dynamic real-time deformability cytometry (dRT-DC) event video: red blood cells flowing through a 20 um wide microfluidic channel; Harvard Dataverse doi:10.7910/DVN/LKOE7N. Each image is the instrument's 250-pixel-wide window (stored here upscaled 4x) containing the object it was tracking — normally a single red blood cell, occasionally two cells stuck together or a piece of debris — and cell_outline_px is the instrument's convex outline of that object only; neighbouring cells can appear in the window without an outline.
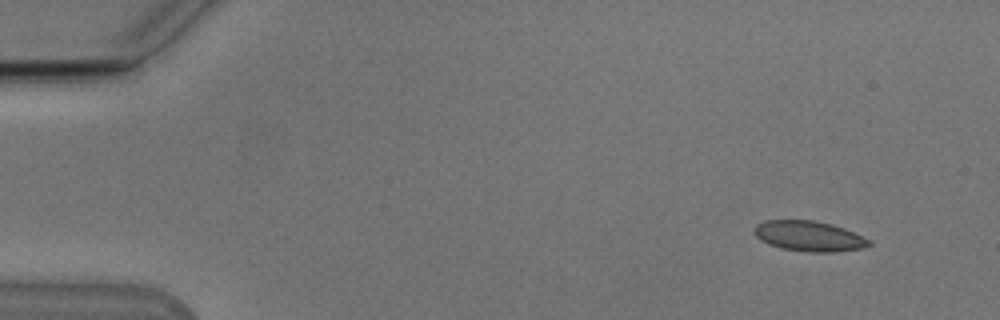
{"species": "Egyptian fruit bat (a non-hibernating species)", "species_latin": "Rousettus aegyptiacus", "temperature_condition": "cold", "stored_images_in_passage": 50, "camera_frame_rate_fps": 3000, "um_per_image_px": 0.085, "animal": {"sex": "male"}, "frame": {"image": 1, "passage_image": 1, "time_ms": 0.0, "image_size_px": [1000, 320], "cell_outline_px": [[872, 244], [860, 248], [836, 252], [808, 252], [780, 248], [768, 244], [760, 240], [756, 236], [756, 224], [764, 220], [812, 220], [832, 224], [844, 228], [872, 240]], "centroid_in_image_um": [68.78, 20.07], "position_along_channel_um": 16.2, "area_um2": 20.29}}
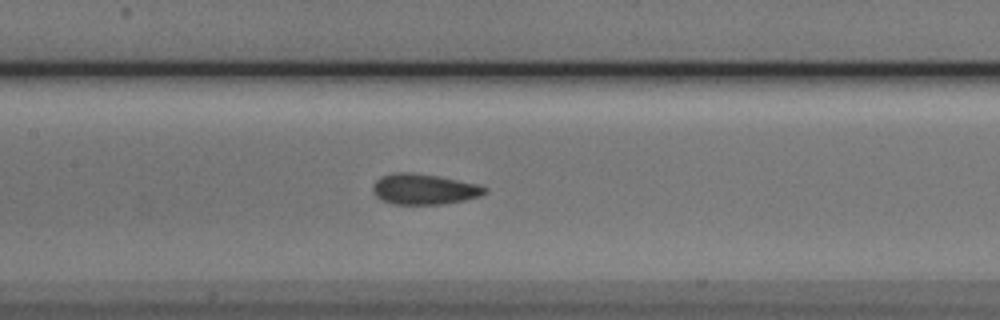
{"frame": {"image": 2, "passage_image": 22, "time_ms": 7.0, "image_size_px": [1000, 320], "cell_outline_px": [[488, 192], [480, 196], [464, 200], [444, 204], [392, 204], [380, 200], [372, 192], [372, 184], [380, 176], [392, 172], [412, 172], [436, 176], [476, 184], [488, 188]], "centroid_in_image_um": [35.99, 16.08], "position_along_channel_um": 171.4, "area_um2": 20.11}}
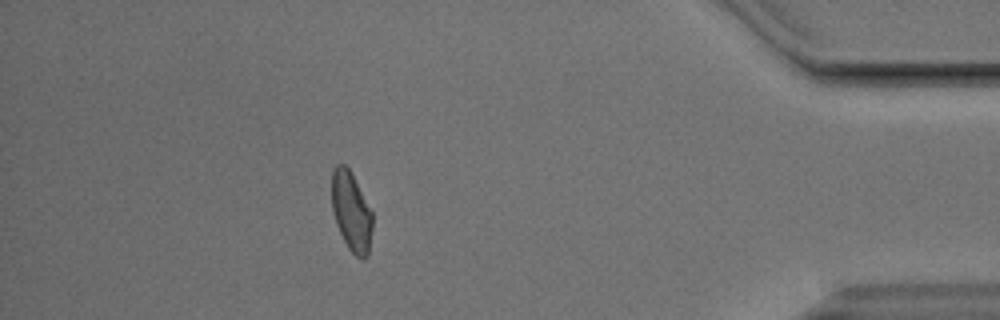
{"frame": {"image": 3, "passage_image": 44, "time_ms": 14.333, "image_size_px": [1000, 320], "cell_outline_px": [[372, 228], [368, 256], [364, 260], [356, 256], [348, 248], [336, 224], [332, 212], [332, 172], [336, 164], [344, 164], [348, 168], [372, 212]], "centroid_in_image_um": [29.85, 18.01], "position_along_channel_um": 405.3, "area_um2": 18.61}, "authors_computed_cell_mechanics": {"area_um2": 19.652, "velocity_mm_per_s": 3.8286, "shape_relaxation_time_tau1_ms": 9.1267, "shape_relaxation_time_tau2_ms": 1.2221, "deformation_change_tau1": 0.1709, "deformation_change_tau2": 0.0513}}